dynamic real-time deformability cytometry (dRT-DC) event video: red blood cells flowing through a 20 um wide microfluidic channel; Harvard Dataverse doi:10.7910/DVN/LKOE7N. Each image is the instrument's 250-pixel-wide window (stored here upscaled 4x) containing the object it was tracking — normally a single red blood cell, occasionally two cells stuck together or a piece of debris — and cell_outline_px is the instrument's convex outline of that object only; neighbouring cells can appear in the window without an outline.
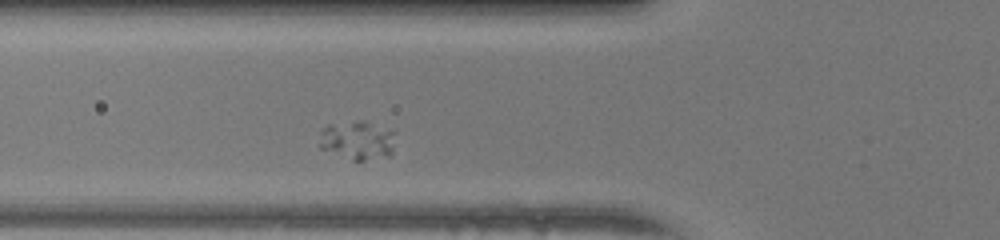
{"species": "human", "species_latin": "Homo sapiens", "temperature_condition": "warm", "stored_images_in_passage": 39, "camera_frame_rate_fps": 3000, "um_per_image_px": 0.085, "donor": {"sex": "female"}, "frame": {"image": 1, "passage_image": 6, "time_ms": 1.667, "image_size_px": [1000, 240], "cell_outline_px": [[396, 132], [392, 156], [364, 160], [352, 160], [320, 148], [320, 128], [328, 124], [360, 120], [364, 120]], "centroid_in_image_um": [30.4, 11.91], "position_along_channel_um": 95.4, "area_um2": 17.51}}
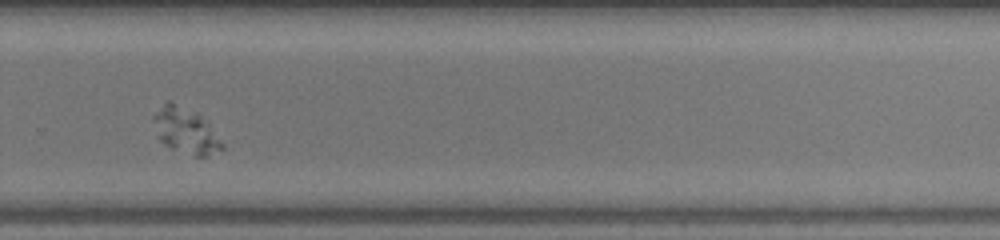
{"frame": {"image": 2, "passage_image": 23, "time_ms": 7.333, "image_size_px": [1000, 240], "cell_outline_px": [[224, 148], [208, 156], [196, 156], [172, 148], [164, 144], [156, 136], [152, 116], [168, 100], [196, 112], [208, 124], [224, 144]], "centroid_in_image_um": [15.76, 11.11], "position_along_channel_um": 314.0, "area_um2": 17.98}}
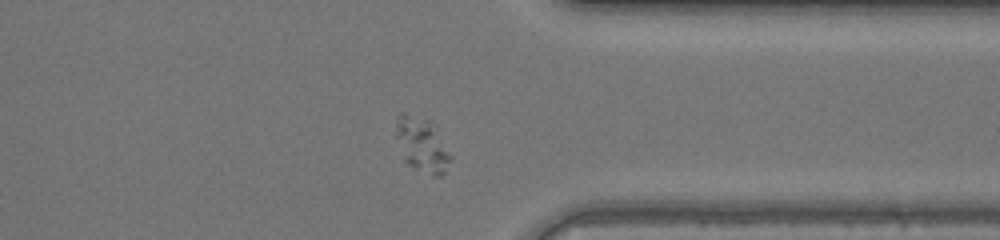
{"frame": {"image": 3, "passage_image": 28, "time_ms": 9.0, "image_size_px": [1000, 240], "cell_outline_px": [[452, 160], [444, 172], [440, 176], [432, 176], [408, 164], [404, 160], [392, 136], [396, 120], [400, 112], [404, 112], [432, 120], [452, 156]], "centroid_in_image_um": [35.81, 12.26], "position_along_channel_um": 375.6, "area_um2": 18.09}}